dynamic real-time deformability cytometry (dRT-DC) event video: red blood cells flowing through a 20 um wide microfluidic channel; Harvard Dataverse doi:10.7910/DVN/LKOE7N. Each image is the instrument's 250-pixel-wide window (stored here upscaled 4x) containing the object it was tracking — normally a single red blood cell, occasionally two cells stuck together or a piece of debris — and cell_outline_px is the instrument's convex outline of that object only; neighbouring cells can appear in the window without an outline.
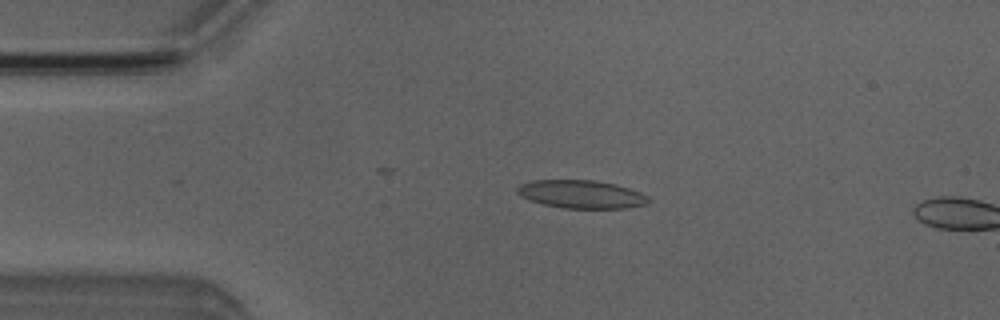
{"species": "Egyptian fruit bat (a non-hibernating species)", "species_latin": "Rousettus aegyptiacus", "temperature_condition": "room temperature", "stored_images_in_passage": 3, "camera_frame_rate_fps": 3000, "um_per_image_px": 0.085, "animal": {"sex": "male"}, "frame": {"image": 1, "passage_image": 2, "time_ms": 1.0, "image_size_px": [1000, 320], "cell_outline_px": [[652, 200], [648, 204], [628, 208], [564, 208], [544, 204], [528, 200], [520, 196], [516, 192], [516, 188], [520, 184], [532, 180], [596, 180], [616, 184], [640, 192], [648, 196]], "centroid_in_image_um": [49.42, 16.51], "position_along_channel_um": 35.6, "area_um2": 21.73}}